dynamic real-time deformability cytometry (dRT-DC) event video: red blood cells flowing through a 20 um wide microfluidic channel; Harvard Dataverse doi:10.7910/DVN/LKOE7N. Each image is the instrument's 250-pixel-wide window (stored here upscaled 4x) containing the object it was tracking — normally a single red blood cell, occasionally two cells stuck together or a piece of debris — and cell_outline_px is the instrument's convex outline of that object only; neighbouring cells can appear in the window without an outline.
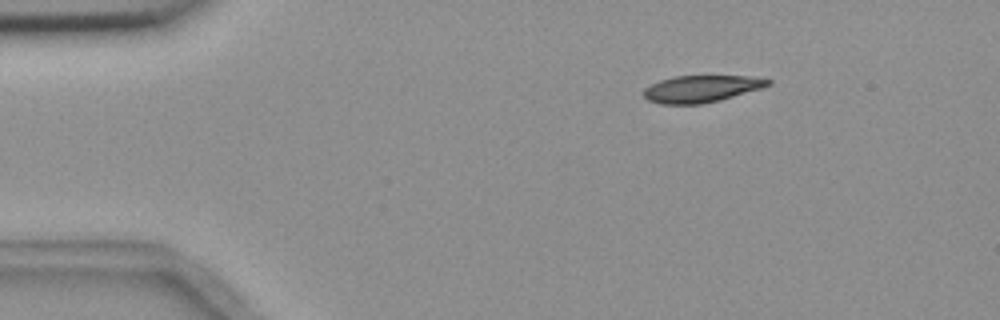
{"species": "common noctule bat (a hibernating species)", "species_latin": "Nyctalus noctula", "temperature_condition": "room temperature", "stored_images_in_passage": 2, "camera_frame_rate_fps": 3000, "um_per_image_px": 0.085, "animal": {"sex": "female", "body_mass_g": 18.4}, "frame": {"image": 1, "passage_image": 2, "time_ms": 1.333, "image_size_px": [1000, 320], "cell_outline_px": [[772, 84], [760, 88], [720, 100], [700, 104], [660, 104], [648, 100], [644, 96], [644, 88], [660, 80], [672, 76], [752, 76], [772, 80]], "centroid_in_image_um": [59.6, 7.54], "position_along_channel_um": 25.4, "area_um2": 19.42}}